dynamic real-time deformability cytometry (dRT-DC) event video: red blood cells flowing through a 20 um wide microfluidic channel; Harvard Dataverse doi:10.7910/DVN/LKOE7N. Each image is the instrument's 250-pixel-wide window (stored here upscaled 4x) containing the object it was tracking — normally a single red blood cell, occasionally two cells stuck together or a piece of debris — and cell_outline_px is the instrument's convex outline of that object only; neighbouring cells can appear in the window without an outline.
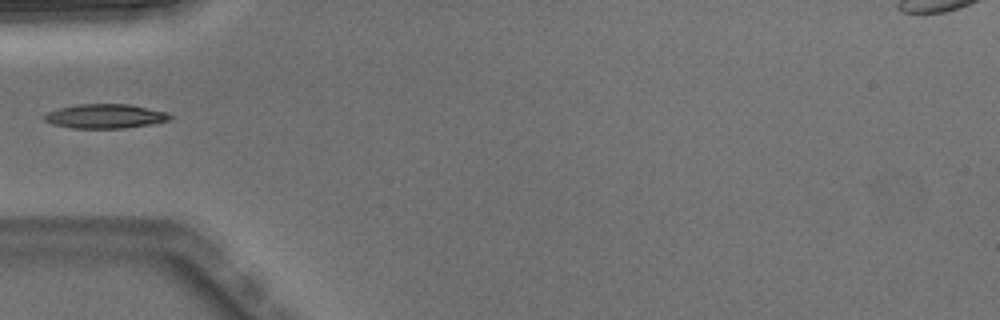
{"species": "Egyptian fruit bat (a non-hibernating species)", "species_latin": "Rousettus aegyptiacus", "temperature_condition": "warm", "stored_images_in_passage": 3, "camera_frame_rate_fps": 3000, "um_per_image_px": 0.085, "animal": {"sex": "male"}, "frame": {"image": 1, "passage_image": 3, "time_ms": 0.667, "image_size_px": [1000, 320], "cell_outline_px": [[172, 116], [168, 120], [152, 124], [124, 128], [72, 128], [52, 124], [44, 120], [44, 116], [48, 112], [60, 108], [76, 104], [128, 104], [168, 112]], "centroid_in_image_um": [8.94, 9.88], "position_along_channel_um": 76.1, "area_um2": 17.69}}